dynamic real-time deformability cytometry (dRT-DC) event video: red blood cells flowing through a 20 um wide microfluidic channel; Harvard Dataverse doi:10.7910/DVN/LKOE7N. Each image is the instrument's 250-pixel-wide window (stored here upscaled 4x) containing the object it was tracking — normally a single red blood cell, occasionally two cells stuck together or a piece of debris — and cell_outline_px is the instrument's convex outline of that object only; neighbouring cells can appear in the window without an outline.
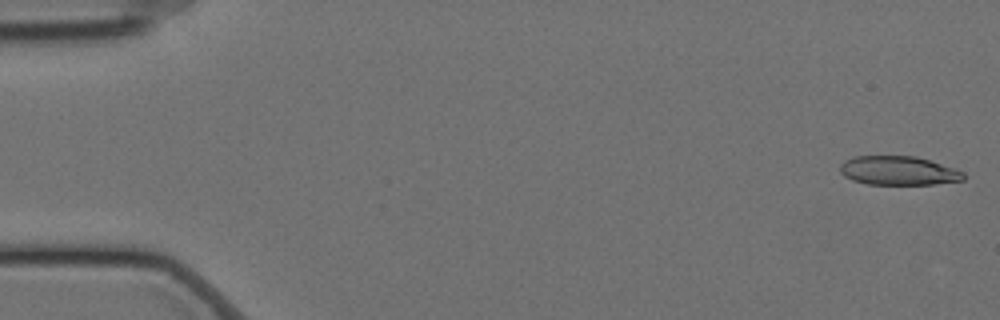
{"species": "Egyptian fruit bat (a non-hibernating species)", "species_latin": "Rousettus aegyptiacus", "temperature_condition": "cold", "stored_images_in_passage": 50, "camera_frame_rate_fps": 3000, "um_per_image_px": 0.085, "animal": {"sex": "female"}, "frame": {"image": 1, "passage_image": 1, "time_ms": 0.0, "image_size_px": [1000, 320], "cell_outline_px": [[964, 180], [932, 184], [868, 184], [852, 180], [844, 176], [840, 172], [840, 164], [844, 160], [856, 156], [916, 156], [956, 168], [964, 172]], "centroid_in_image_um": [76.36, 14.5], "position_along_channel_um": 8.6, "area_um2": 20.87}}
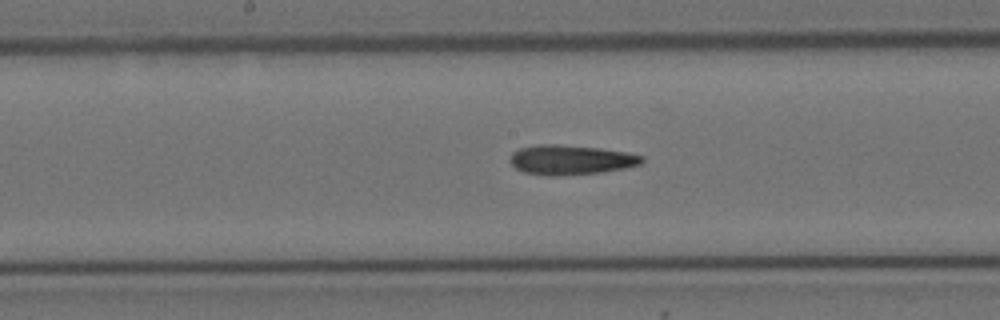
{"frame": {"image": 2, "passage_image": 29, "time_ms": 9.333, "image_size_px": [1000, 320], "cell_outline_px": [[644, 160], [640, 164], [624, 168], [600, 172], [556, 176], [548, 176], [524, 172], [516, 168], [508, 160], [512, 152], [520, 148], [536, 144], [560, 144], [600, 148], [628, 152], [644, 156]], "centroid_in_image_um": [48.49, 13.57], "position_along_channel_um": 199.7, "area_um2": 22.95}}
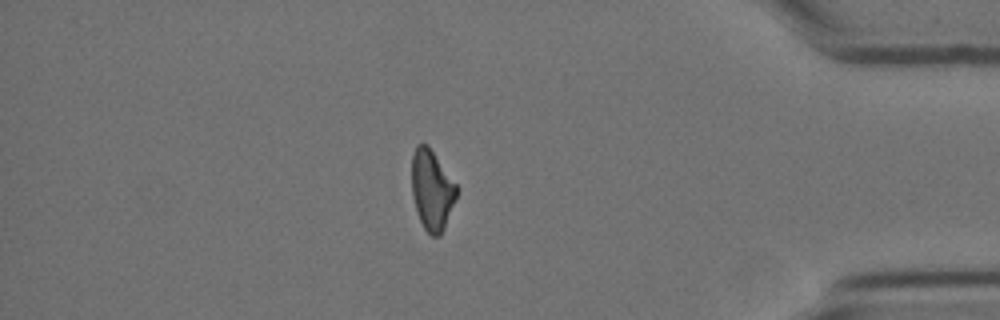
{"frame": {"image": 3, "passage_image": 49, "time_ms": 16.0, "image_size_px": [1000, 320], "cell_outline_px": [[456, 196], [444, 228], [440, 236], [432, 236], [424, 228], [416, 212], [412, 196], [412, 156], [416, 144], [428, 144], [456, 184]], "centroid_in_image_um": [36.68, 16.13], "position_along_channel_um": 398.5, "area_um2": 20.75}}